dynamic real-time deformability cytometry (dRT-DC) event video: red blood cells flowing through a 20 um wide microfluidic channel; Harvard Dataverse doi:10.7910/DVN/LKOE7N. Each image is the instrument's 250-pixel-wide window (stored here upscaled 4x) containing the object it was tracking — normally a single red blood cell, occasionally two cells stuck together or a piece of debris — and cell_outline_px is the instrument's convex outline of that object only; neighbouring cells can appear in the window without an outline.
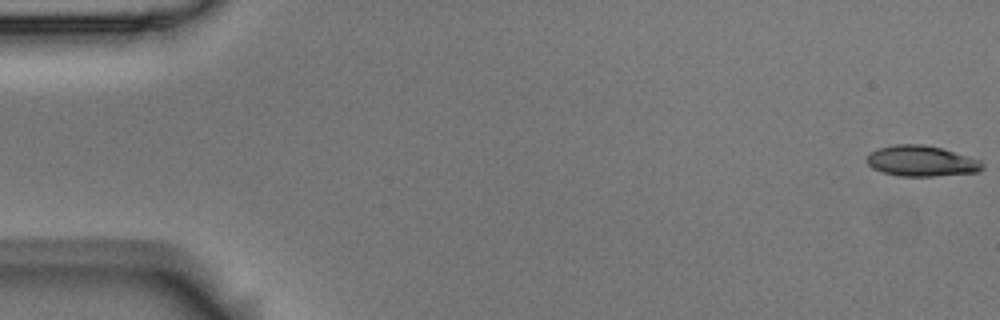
{"species": "Egyptian fruit bat (a non-hibernating species)", "species_latin": "Rousettus aegyptiacus", "temperature_condition": "room temperature", "stored_images_in_passage": 54, "camera_frame_rate_fps": 3000, "um_per_image_px": 0.085, "animal": {"sex": "male"}, "frame": {"image": 1, "passage_image": 1, "time_ms": 0.0, "image_size_px": [1000, 320], "cell_outline_px": [[984, 168], [976, 172], [936, 176], [900, 176], [884, 172], [872, 168], [864, 160], [872, 152], [880, 148], [896, 144], [924, 144], [940, 148], [980, 160], [984, 164]], "centroid_in_image_um": [78.32, 13.69], "position_along_channel_um": 6.7, "area_um2": 20.46}}
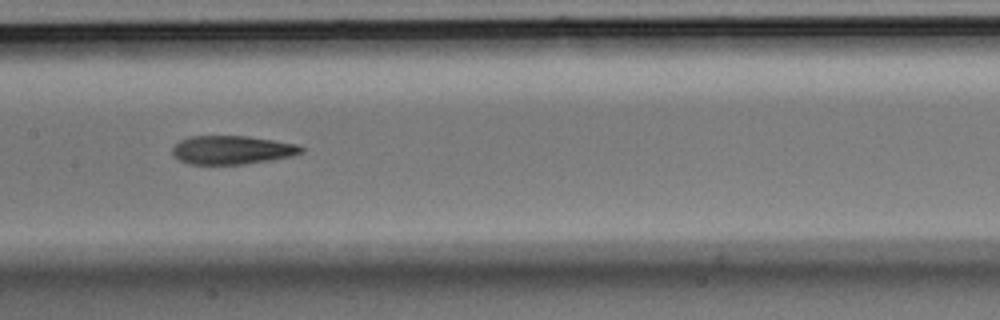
{"frame": {"image": 2, "passage_image": 27, "time_ms": 8.667, "image_size_px": [1000, 320], "cell_outline_px": [[304, 152], [288, 156], [268, 160], [244, 164], [188, 164], [180, 160], [172, 152], [172, 148], [180, 140], [192, 136], [248, 136], [296, 144], [304, 148]], "centroid_in_image_um": [19.7, 12.74], "position_along_channel_um": 187.7, "area_um2": 21.15}}
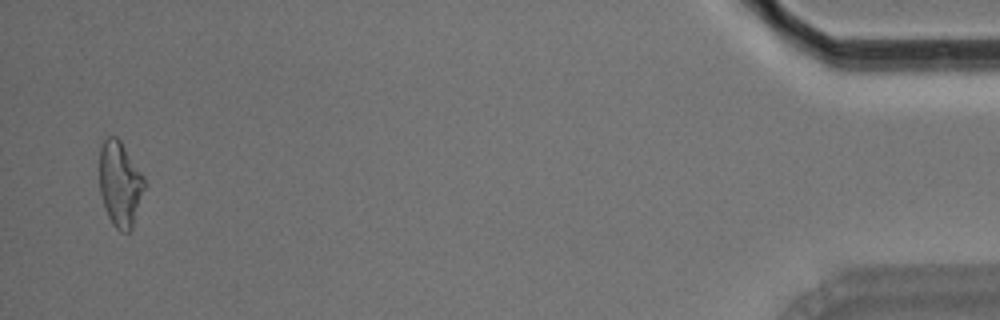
{"frame": {"image": 3, "passage_image": 53, "time_ms": 17.333, "image_size_px": [1000, 320], "cell_outline_px": [[144, 188], [132, 228], [128, 232], [120, 232], [112, 224], [104, 208], [100, 192], [100, 148], [104, 140], [108, 136], [116, 136], [120, 140], [144, 176]], "centroid_in_image_um": [10.19, 15.64], "position_along_channel_um": 425.0, "area_um2": 22.14}, "authors_computed_cell_mechanics": {"area_um2": 21.675, "velocity_mm_per_s": 3.7331, "shape_relaxation_time_tau1_ms": 5.9257, "shape_relaxation_time_tau2_ms": 3.5757, "deformation_change_tau1": 0.1865, "deformation_change_tau2": 0.1404}}